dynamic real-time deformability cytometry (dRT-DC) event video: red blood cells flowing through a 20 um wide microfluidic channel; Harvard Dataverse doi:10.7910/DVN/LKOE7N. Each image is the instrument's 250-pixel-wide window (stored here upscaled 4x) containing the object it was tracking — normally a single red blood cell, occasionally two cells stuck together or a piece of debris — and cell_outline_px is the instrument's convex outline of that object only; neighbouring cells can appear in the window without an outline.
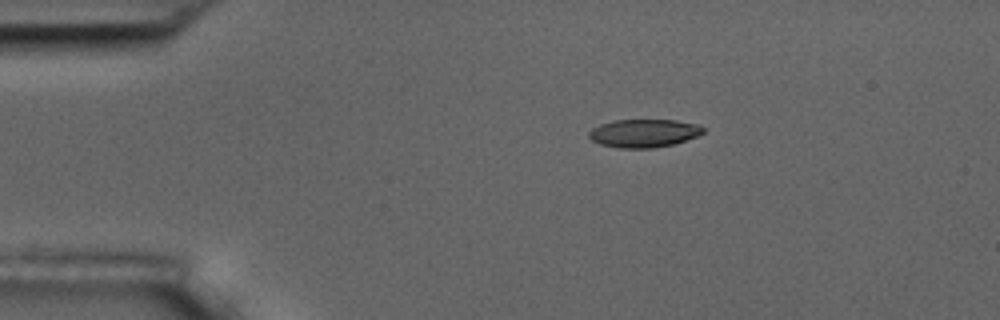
{"species": "common noctule bat (a hibernating species)", "species_latin": "Nyctalus noctula", "temperature_condition": "room temperature", "stored_images_in_passage": 9, "camera_frame_rate_fps": 3000, "um_per_image_px": 0.085, "animal": {"sex": "male", "body_mass_g": 17.5, "forearm_length_mm": 52.3}, "frame": {"image": 1, "passage_image": 1, "time_ms": 0.0, "image_size_px": [1000, 320], "cell_outline_px": [[704, 132], [696, 136], [672, 144], [652, 148], [620, 148], [600, 144], [592, 140], [588, 136], [588, 132], [592, 128], [600, 124], [616, 120], [676, 120], [700, 124], [704, 128]], "centroid_in_image_um": [54.72, 11.31], "position_along_channel_um": 30.3, "area_um2": 18.67}}
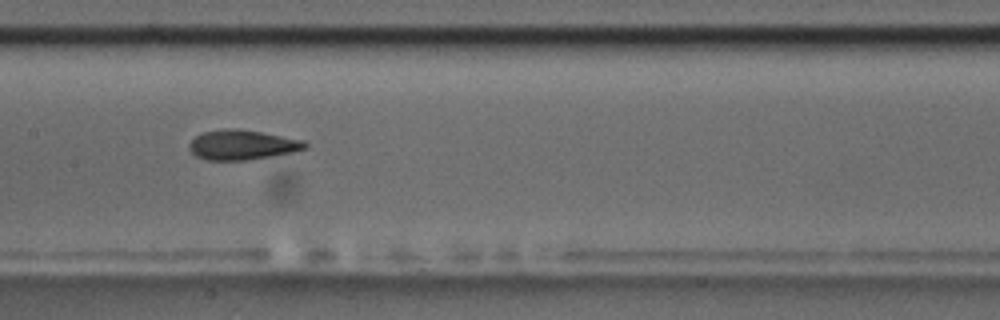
{"frame": {"image": 2, "passage_image": 6, "time_ms": 5.667, "image_size_px": [1000, 320], "cell_outline_px": [[308, 148], [296, 152], [248, 160], [208, 160], [196, 156], [188, 148], [188, 144], [196, 136], [204, 132], [224, 128], [236, 128], [260, 132], [304, 140], [308, 144]], "centroid_in_image_um": [20.61, 12.32], "position_along_channel_um": 186.8, "area_um2": 20.23}}
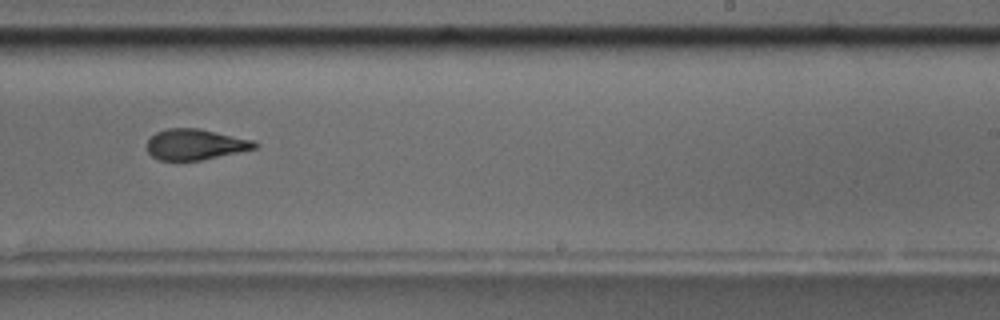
{"frame": {"image": 3, "passage_image": 8, "time_ms": 8.0, "image_size_px": [1000, 320], "cell_outline_px": [[260, 144], [256, 148], [200, 160], [160, 160], [152, 156], [148, 152], [148, 140], [156, 132], [168, 128], [200, 128], [252, 140]], "centroid_in_image_um": [16.6, 12.26], "position_along_channel_um": 272.4, "area_um2": 19.07}}